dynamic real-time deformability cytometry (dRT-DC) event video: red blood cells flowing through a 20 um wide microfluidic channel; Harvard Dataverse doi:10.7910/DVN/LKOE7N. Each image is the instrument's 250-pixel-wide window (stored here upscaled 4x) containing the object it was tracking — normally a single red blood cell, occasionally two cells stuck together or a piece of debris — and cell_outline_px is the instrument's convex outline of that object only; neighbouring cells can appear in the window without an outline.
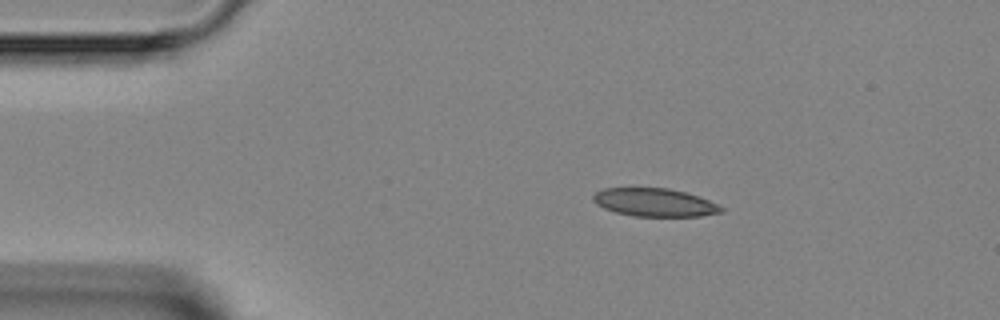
{"species": "Egyptian fruit bat (a non-hibernating species)", "species_latin": "Rousettus aegyptiacus", "temperature_condition": "room temperature", "stored_images_in_passage": 4, "camera_frame_rate_fps": 3000, "um_per_image_px": 0.085, "animal": {"sex": "female"}, "frame": {"image": 1, "passage_image": 1, "time_ms": 0.0, "image_size_px": [1000, 320], "cell_outline_px": [[724, 212], [700, 216], [632, 216], [616, 212], [604, 208], [596, 204], [592, 200], [592, 196], [596, 192], [604, 188], [668, 188], [684, 192], [708, 200], [724, 208]], "centroid_in_image_um": [55.61, 17.21], "position_along_channel_um": 29.4, "area_um2": 20.87}}
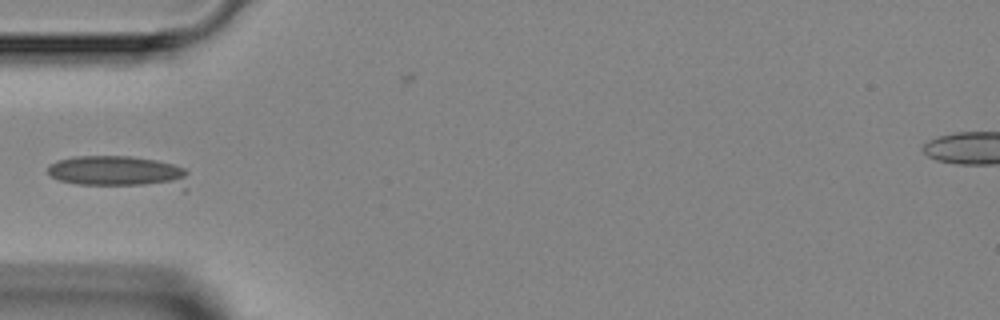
{"frame": {"image": 2, "passage_image": 3, "time_ms": 2.333, "image_size_px": [1000, 320], "cell_outline_px": [[188, 188], [184, 192], [76, 184], [60, 180], [52, 176], [48, 172], [48, 164], [56, 160], [76, 156], [128, 156], [156, 160], [172, 164], [184, 168], [188, 172]], "centroid_in_image_um": [10.26, 14.68], "position_along_channel_um": 74.7, "area_um2": 27.74}}
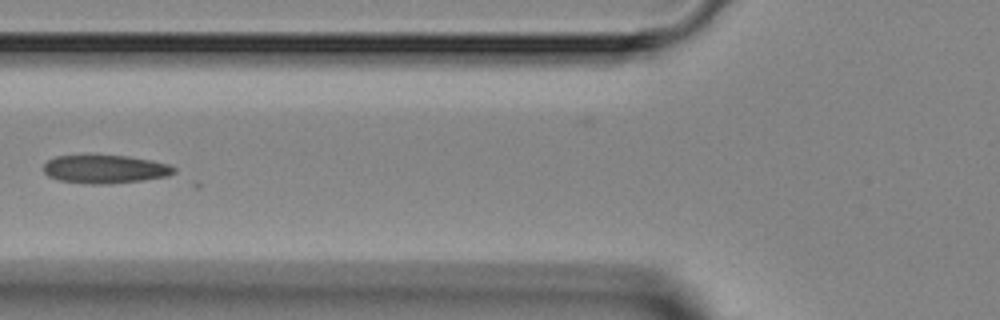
{"frame": {"image": 3, "passage_image": 4, "time_ms": 3.333, "image_size_px": [1000, 320], "cell_outline_px": [[176, 172], [168, 176], [144, 180], [108, 184], [88, 184], [60, 180], [48, 176], [44, 172], [44, 164], [48, 160], [56, 156], [128, 156], [152, 160], [168, 164], [176, 168]], "centroid_in_image_um": [8.96, 14.39], "position_along_channel_um": 116.8, "area_um2": 21.44}}